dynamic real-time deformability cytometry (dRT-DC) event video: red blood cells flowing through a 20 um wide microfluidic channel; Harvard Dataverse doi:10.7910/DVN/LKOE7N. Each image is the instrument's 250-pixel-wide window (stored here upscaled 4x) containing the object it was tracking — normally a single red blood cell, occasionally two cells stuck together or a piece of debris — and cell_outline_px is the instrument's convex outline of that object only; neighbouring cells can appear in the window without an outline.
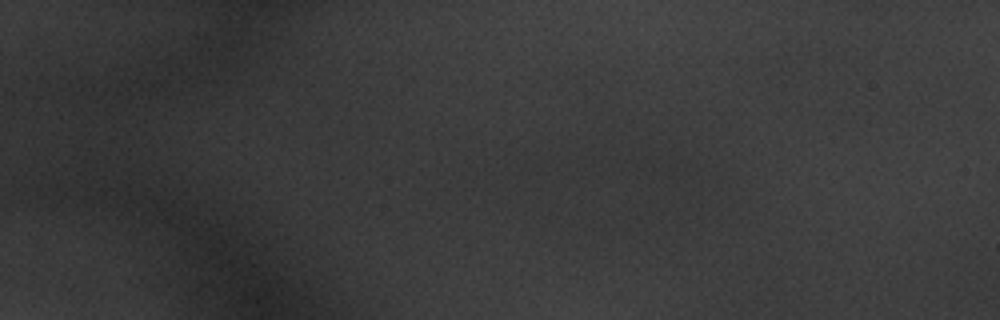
{"species": "common noctule bat (a hibernating species)", "species_latin": "Nyctalus noctula", "temperature_condition": "warm", "stored_images_in_passage": 2, "segment_of_instrument_passage": [1, 2], "camera_frame_rate_fps": 3000, "um_per_image_px": 0.085, "animal": {"sex": "male", "body_mass_g": 20.1, "forearm_length_mm": 53.5}, "frame": {"image": 1, "passage_image": 1, "time_ms": 0.0, "image_size_px": [1000, 320], "cell_outline_px": [[700, 168], [696, 172], [664, 176], [560, 184], [544, 180], [528, 168], [600, 144], [680, 160], [692, 164]], "centroid_in_image_um": [51.78, 14.11], "position_along_channel_um": 33.2, "area_um2": 28.9}}